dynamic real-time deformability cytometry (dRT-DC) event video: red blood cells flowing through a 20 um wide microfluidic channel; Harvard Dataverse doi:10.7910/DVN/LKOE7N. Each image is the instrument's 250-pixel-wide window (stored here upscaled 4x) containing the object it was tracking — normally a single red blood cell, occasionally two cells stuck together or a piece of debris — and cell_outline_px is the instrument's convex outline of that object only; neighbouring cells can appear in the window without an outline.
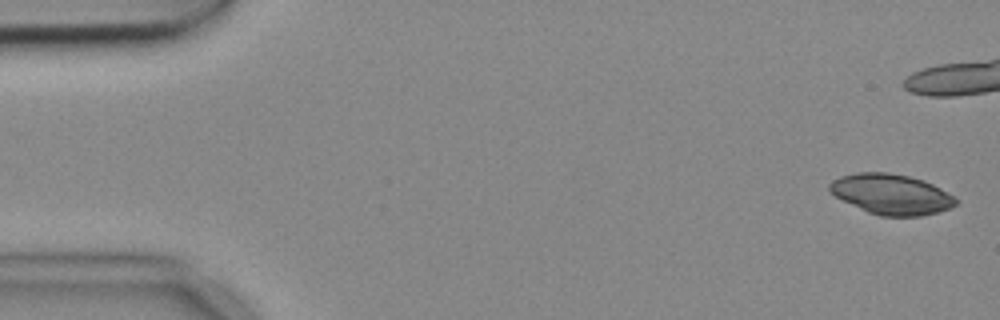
{"species": "common noctule bat (a hibernating species)", "species_latin": "Nyctalus noctula", "temperature_condition": "cold", "stored_images_in_passage": 7, "camera_frame_rate_fps": 3000, "um_per_image_px": 0.085, "animal": {"sex": "female", "body_mass_g": 18.4}, "frame": {"image": 1, "passage_image": 1, "time_ms": 0.0, "image_size_px": [1000, 320], "cell_outline_px": [[960, 200], [956, 204], [940, 212], [920, 216], [880, 216], [868, 212], [828, 192], [828, 184], [832, 180], [840, 176], [856, 172], [888, 172], [908, 176], [924, 180], [956, 196]], "centroid_in_image_um": [75.78, 16.5], "position_along_channel_um": 9.2, "area_um2": 29.82}}